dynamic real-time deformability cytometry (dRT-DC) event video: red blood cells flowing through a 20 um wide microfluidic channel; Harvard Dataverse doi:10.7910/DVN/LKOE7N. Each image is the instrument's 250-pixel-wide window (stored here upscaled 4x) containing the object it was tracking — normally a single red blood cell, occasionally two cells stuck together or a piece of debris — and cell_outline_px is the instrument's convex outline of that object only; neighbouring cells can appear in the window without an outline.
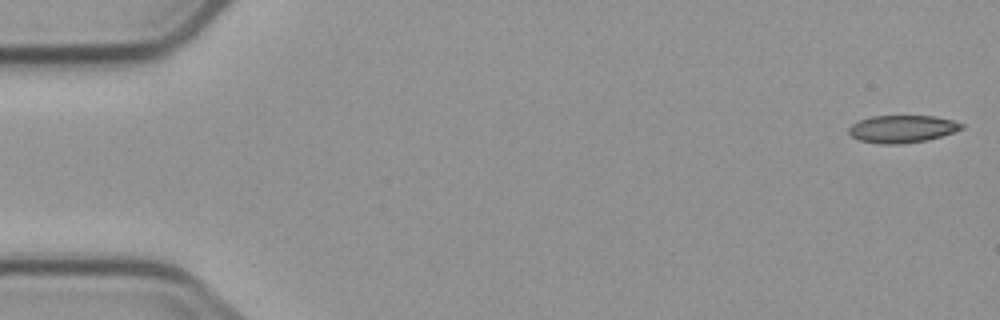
{"species": "common noctule bat (a hibernating species)", "species_latin": "Nyctalus noctula", "temperature_condition": "cold", "stored_images_in_passage": 3, "camera_frame_rate_fps": 3000, "um_per_image_px": 0.085, "animal": {"sex": "male", "body_mass_g": 23.1, "forearm_length_mm": 52.7}, "frame": {"image": 1, "passage_image": 1, "time_ms": 0.0, "image_size_px": [1000, 320], "cell_outline_px": [[964, 128], [928, 140], [900, 144], [880, 144], [860, 140], [852, 136], [848, 132], [848, 128], [852, 124], [860, 120], [872, 116], [936, 116], [952, 120], [964, 124]], "centroid_in_image_um": [76.68, 10.96], "position_along_channel_um": 8.3, "area_um2": 17.98}}